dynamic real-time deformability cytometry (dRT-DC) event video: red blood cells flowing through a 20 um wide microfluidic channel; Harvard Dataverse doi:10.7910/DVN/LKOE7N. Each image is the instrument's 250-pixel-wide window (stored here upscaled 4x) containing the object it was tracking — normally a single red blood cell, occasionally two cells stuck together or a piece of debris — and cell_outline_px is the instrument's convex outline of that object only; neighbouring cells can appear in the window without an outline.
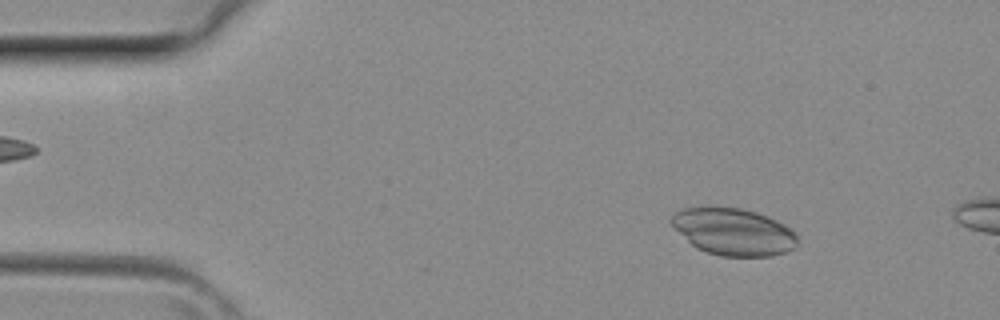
{"species": "common noctule bat (a hibernating species)", "species_latin": "Nyctalus noctula", "temperature_condition": "room temperature", "stored_images_in_passage": 3, "camera_frame_rate_fps": 3000, "um_per_image_px": 0.085, "animal": {"sex": "female", "body_mass_g": 29.2, "forearm_length_mm": 56.3}, "frame": {"image": 1, "passage_image": 1, "time_ms": 0.0, "image_size_px": [1000, 320], "cell_outline_px": [[796, 248], [772, 256], [720, 256], [696, 248], [668, 220], [680, 208], [740, 208], [756, 212], [768, 216], [784, 224], [796, 236]], "centroid_in_image_um": [62.35, 19.71], "position_along_channel_um": 22.6, "area_um2": 33.99}}